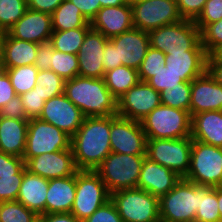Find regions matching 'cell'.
Segmentation results:
<instances>
[{"instance_id": "b9f144b4", "label": "cell", "mask_w": 222, "mask_h": 222, "mask_svg": "<svg viewBox=\"0 0 222 222\" xmlns=\"http://www.w3.org/2000/svg\"><path fill=\"white\" fill-rule=\"evenodd\" d=\"M222 19V0H207L204 9L194 21L200 32L213 22Z\"/></svg>"}, {"instance_id": "ba28073f", "label": "cell", "mask_w": 222, "mask_h": 222, "mask_svg": "<svg viewBox=\"0 0 222 222\" xmlns=\"http://www.w3.org/2000/svg\"><path fill=\"white\" fill-rule=\"evenodd\" d=\"M185 179L197 185H222V147L193 140L190 167Z\"/></svg>"}, {"instance_id": "9f6ffc18", "label": "cell", "mask_w": 222, "mask_h": 222, "mask_svg": "<svg viewBox=\"0 0 222 222\" xmlns=\"http://www.w3.org/2000/svg\"><path fill=\"white\" fill-rule=\"evenodd\" d=\"M207 71L217 83L222 85V62L207 61Z\"/></svg>"}, {"instance_id": "74e56055", "label": "cell", "mask_w": 222, "mask_h": 222, "mask_svg": "<svg viewBox=\"0 0 222 222\" xmlns=\"http://www.w3.org/2000/svg\"><path fill=\"white\" fill-rule=\"evenodd\" d=\"M27 9V0H0V29L8 31Z\"/></svg>"}, {"instance_id": "60d3db41", "label": "cell", "mask_w": 222, "mask_h": 222, "mask_svg": "<svg viewBox=\"0 0 222 222\" xmlns=\"http://www.w3.org/2000/svg\"><path fill=\"white\" fill-rule=\"evenodd\" d=\"M25 170L26 166L18 174L0 176V202L17 200Z\"/></svg>"}, {"instance_id": "5b68a950", "label": "cell", "mask_w": 222, "mask_h": 222, "mask_svg": "<svg viewBox=\"0 0 222 222\" xmlns=\"http://www.w3.org/2000/svg\"><path fill=\"white\" fill-rule=\"evenodd\" d=\"M147 139H180L191 136L188 111L159 105L140 120Z\"/></svg>"}, {"instance_id": "7402d4cb", "label": "cell", "mask_w": 222, "mask_h": 222, "mask_svg": "<svg viewBox=\"0 0 222 222\" xmlns=\"http://www.w3.org/2000/svg\"><path fill=\"white\" fill-rule=\"evenodd\" d=\"M180 179L174 171L145 157L137 188L160 198L172 190Z\"/></svg>"}, {"instance_id": "4dcf8cb0", "label": "cell", "mask_w": 222, "mask_h": 222, "mask_svg": "<svg viewBox=\"0 0 222 222\" xmlns=\"http://www.w3.org/2000/svg\"><path fill=\"white\" fill-rule=\"evenodd\" d=\"M90 28L80 27L65 31L53 30L50 42L56 51L77 55Z\"/></svg>"}, {"instance_id": "44dd1931", "label": "cell", "mask_w": 222, "mask_h": 222, "mask_svg": "<svg viewBox=\"0 0 222 222\" xmlns=\"http://www.w3.org/2000/svg\"><path fill=\"white\" fill-rule=\"evenodd\" d=\"M89 23L92 29L111 39L133 28L132 6L127 3L103 7Z\"/></svg>"}, {"instance_id": "bcb514c9", "label": "cell", "mask_w": 222, "mask_h": 222, "mask_svg": "<svg viewBox=\"0 0 222 222\" xmlns=\"http://www.w3.org/2000/svg\"><path fill=\"white\" fill-rule=\"evenodd\" d=\"M207 0H176L178 11L183 19L195 21L202 13Z\"/></svg>"}, {"instance_id": "91938a15", "label": "cell", "mask_w": 222, "mask_h": 222, "mask_svg": "<svg viewBox=\"0 0 222 222\" xmlns=\"http://www.w3.org/2000/svg\"><path fill=\"white\" fill-rule=\"evenodd\" d=\"M8 32L0 29V66L2 64L3 52Z\"/></svg>"}, {"instance_id": "7a4b0ae2", "label": "cell", "mask_w": 222, "mask_h": 222, "mask_svg": "<svg viewBox=\"0 0 222 222\" xmlns=\"http://www.w3.org/2000/svg\"><path fill=\"white\" fill-rule=\"evenodd\" d=\"M64 94L85 117H110L117 114V99L103 78L76 76L65 82Z\"/></svg>"}, {"instance_id": "f546056e", "label": "cell", "mask_w": 222, "mask_h": 222, "mask_svg": "<svg viewBox=\"0 0 222 222\" xmlns=\"http://www.w3.org/2000/svg\"><path fill=\"white\" fill-rule=\"evenodd\" d=\"M53 30L65 31L90 27L89 21L71 1L64 0L51 14Z\"/></svg>"}, {"instance_id": "d590c367", "label": "cell", "mask_w": 222, "mask_h": 222, "mask_svg": "<svg viewBox=\"0 0 222 222\" xmlns=\"http://www.w3.org/2000/svg\"><path fill=\"white\" fill-rule=\"evenodd\" d=\"M39 215L19 201L0 202V222H38Z\"/></svg>"}, {"instance_id": "4fadbf2b", "label": "cell", "mask_w": 222, "mask_h": 222, "mask_svg": "<svg viewBox=\"0 0 222 222\" xmlns=\"http://www.w3.org/2000/svg\"><path fill=\"white\" fill-rule=\"evenodd\" d=\"M146 134L140 121L110 116L111 152L128 155H146Z\"/></svg>"}, {"instance_id": "e0dca14e", "label": "cell", "mask_w": 222, "mask_h": 222, "mask_svg": "<svg viewBox=\"0 0 222 222\" xmlns=\"http://www.w3.org/2000/svg\"><path fill=\"white\" fill-rule=\"evenodd\" d=\"M116 46L118 66L139 69L150 47L149 33L132 28L109 39Z\"/></svg>"}, {"instance_id": "ee69618b", "label": "cell", "mask_w": 222, "mask_h": 222, "mask_svg": "<svg viewBox=\"0 0 222 222\" xmlns=\"http://www.w3.org/2000/svg\"><path fill=\"white\" fill-rule=\"evenodd\" d=\"M21 102L28 119L39 118L42 113L45 100L36 89H32L20 95Z\"/></svg>"}, {"instance_id": "9c48e42d", "label": "cell", "mask_w": 222, "mask_h": 222, "mask_svg": "<svg viewBox=\"0 0 222 222\" xmlns=\"http://www.w3.org/2000/svg\"><path fill=\"white\" fill-rule=\"evenodd\" d=\"M193 139H147L146 157L184 178L190 167Z\"/></svg>"}, {"instance_id": "cb8c5ba5", "label": "cell", "mask_w": 222, "mask_h": 222, "mask_svg": "<svg viewBox=\"0 0 222 222\" xmlns=\"http://www.w3.org/2000/svg\"><path fill=\"white\" fill-rule=\"evenodd\" d=\"M29 119H12L0 116V151L23 157Z\"/></svg>"}, {"instance_id": "8992f818", "label": "cell", "mask_w": 222, "mask_h": 222, "mask_svg": "<svg viewBox=\"0 0 222 222\" xmlns=\"http://www.w3.org/2000/svg\"><path fill=\"white\" fill-rule=\"evenodd\" d=\"M150 46L165 54L205 51L201 44L200 30L192 20L165 25L149 32Z\"/></svg>"}, {"instance_id": "83f0119b", "label": "cell", "mask_w": 222, "mask_h": 222, "mask_svg": "<svg viewBox=\"0 0 222 222\" xmlns=\"http://www.w3.org/2000/svg\"><path fill=\"white\" fill-rule=\"evenodd\" d=\"M39 44L19 40L7 34L0 68L34 65Z\"/></svg>"}, {"instance_id": "f1b7e54d", "label": "cell", "mask_w": 222, "mask_h": 222, "mask_svg": "<svg viewBox=\"0 0 222 222\" xmlns=\"http://www.w3.org/2000/svg\"><path fill=\"white\" fill-rule=\"evenodd\" d=\"M103 79L107 88L117 100L140 82L138 70L124 65L105 72Z\"/></svg>"}, {"instance_id": "7c38bea8", "label": "cell", "mask_w": 222, "mask_h": 222, "mask_svg": "<svg viewBox=\"0 0 222 222\" xmlns=\"http://www.w3.org/2000/svg\"><path fill=\"white\" fill-rule=\"evenodd\" d=\"M131 6L133 27L148 33L183 19L176 0H141Z\"/></svg>"}, {"instance_id": "c3c4849f", "label": "cell", "mask_w": 222, "mask_h": 222, "mask_svg": "<svg viewBox=\"0 0 222 222\" xmlns=\"http://www.w3.org/2000/svg\"><path fill=\"white\" fill-rule=\"evenodd\" d=\"M0 116L12 119H28L20 95L14 96L0 109Z\"/></svg>"}, {"instance_id": "836d02e7", "label": "cell", "mask_w": 222, "mask_h": 222, "mask_svg": "<svg viewBox=\"0 0 222 222\" xmlns=\"http://www.w3.org/2000/svg\"><path fill=\"white\" fill-rule=\"evenodd\" d=\"M36 89L45 101L64 93L65 80L51 70H39Z\"/></svg>"}, {"instance_id": "f907efd6", "label": "cell", "mask_w": 222, "mask_h": 222, "mask_svg": "<svg viewBox=\"0 0 222 222\" xmlns=\"http://www.w3.org/2000/svg\"><path fill=\"white\" fill-rule=\"evenodd\" d=\"M14 96H16V94L11 84L10 77L5 70L0 69V109Z\"/></svg>"}, {"instance_id": "ac0fdd59", "label": "cell", "mask_w": 222, "mask_h": 222, "mask_svg": "<svg viewBox=\"0 0 222 222\" xmlns=\"http://www.w3.org/2000/svg\"><path fill=\"white\" fill-rule=\"evenodd\" d=\"M108 40L101 32L92 28L87 31L77 54L79 76L104 78L103 54Z\"/></svg>"}, {"instance_id": "ab89813d", "label": "cell", "mask_w": 222, "mask_h": 222, "mask_svg": "<svg viewBox=\"0 0 222 222\" xmlns=\"http://www.w3.org/2000/svg\"><path fill=\"white\" fill-rule=\"evenodd\" d=\"M185 82L181 75L174 73L166 66L161 68L154 76H152L147 83L156 91L161 93L166 89L177 87L178 84Z\"/></svg>"}, {"instance_id": "e575fe53", "label": "cell", "mask_w": 222, "mask_h": 222, "mask_svg": "<svg viewBox=\"0 0 222 222\" xmlns=\"http://www.w3.org/2000/svg\"><path fill=\"white\" fill-rule=\"evenodd\" d=\"M161 104L188 111L190 113L191 82H183L177 87L166 89L160 93Z\"/></svg>"}, {"instance_id": "d6a6232c", "label": "cell", "mask_w": 222, "mask_h": 222, "mask_svg": "<svg viewBox=\"0 0 222 222\" xmlns=\"http://www.w3.org/2000/svg\"><path fill=\"white\" fill-rule=\"evenodd\" d=\"M7 72L16 95H21L34 88L38 68L35 65H24L14 68H0Z\"/></svg>"}, {"instance_id": "ffe728a7", "label": "cell", "mask_w": 222, "mask_h": 222, "mask_svg": "<svg viewBox=\"0 0 222 222\" xmlns=\"http://www.w3.org/2000/svg\"><path fill=\"white\" fill-rule=\"evenodd\" d=\"M205 111H222V85L208 71L191 81L190 116Z\"/></svg>"}, {"instance_id": "5bb4252c", "label": "cell", "mask_w": 222, "mask_h": 222, "mask_svg": "<svg viewBox=\"0 0 222 222\" xmlns=\"http://www.w3.org/2000/svg\"><path fill=\"white\" fill-rule=\"evenodd\" d=\"M161 105L160 93L147 82H139L117 100V115L140 121Z\"/></svg>"}, {"instance_id": "9a60e30c", "label": "cell", "mask_w": 222, "mask_h": 222, "mask_svg": "<svg viewBox=\"0 0 222 222\" xmlns=\"http://www.w3.org/2000/svg\"><path fill=\"white\" fill-rule=\"evenodd\" d=\"M39 119L72 137L84 122L85 116L63 93L45 101Z\"/></svg>"}, {"instance_id": "52a82bcc", "label": "cell", "mask_w": 222, "mask_h": 222, "mask_svg": "<svg viewBox=\"0 0 222 222\" xmlns=\"http://www.w3.org/2000/svg\"><path fill=\"white\" fill-rule=\"evenodd\" d=\"M123 222H160L159 198L139 189H123L111 194Z\"/></svg>"}, {"instance_id": "7dc6e473", "label": "cell", "mask_w": 222, "mask_h": 222, "mask_svg": "<svg viewBox=\"0 0 222 222\" xmlns=\"http://www.w3.org/2000/svg\"><path fill=\"white\" fill-rule=\"evenodd\" d=\"M25 167L22 157L6 154L0 151V176L18 174Z\"/></svg>"}, {"instance_id": "3957f363", "label": "cell", "mask_w": 222, "mask_h": 222, "mask_svg": "<svg viewBox=\"0 0 222 222\" xmlns=\"http://www.w3.org/2000/svg\"><path fill=\"white\" fill-rule=\"evenodd\" d=\"M146 155H128L111 152L95 169L110 194L137 188L140 171Z\"/></svg>"}, {"instance_id": "681fc988", "label": "cell", "mask_w": 222, "mask_h": 222, "mask_svg": "<svg viewBox=\"0 0 222 222\" xmlns=\"http://www.w3.org/2000/svg\"><path fill=\"white\" fill-rule=\"evenodd\" d=\"M54 50L55 49L50 41L39 44L34 63L38 70H50L51 55Z\"/></svg>"}, {"instance_id": "816d5d0a", "label": "cell", "mask_w": 222, "mask_h": 222, "mask_svg": "<svg viewBox=\"0 0 222 222\" xmlns=\"http://www.w3.org/2000/svg\"><path fill=\"white\" fill-rule=\"evenodd\" d=\"M79 8L81 14L90 22L96 13L101 9L98 0H69Z\"/></svg>"}, {"instance_id": "f5cc1de1", "label": "cell", "mask_w": 222, "mask_h": 222, "mask_svg": "<svg viewBox=\"0 0 222 222\" xmlns=\"http://www.w3.org/2000/svg\"><path fill=\"white\" fill-rule=\"evenodd\" d=\"M64 0H27L28 8L34 11L52 14Z\"/></svg>"}, {"instance_id": "8fae6325", "label": "cell", "mask_w": 222, "mask_h": 222, "mask_svg": "<svg viewBox=\"0 0 222 222\" xmlns=\"http://www.w3.org/2000/svg\"><path fill=\"white\" fill-rule=\"evenodd\" d=\"M71 148V137L54 125L39 118L29 119L26 148L23 155L26 163L35 156Z\"/></svg>"}, {"instance_id": "f6af8a7d", "label": "cell", "mask_w": 222, "mask_h": 222, "mask_svg": "<svg viewBox=\"0 0 222 222\" xmlns=\"http://www.w3.org/2000/svg\"><path fill=\"white\" fill-rule=\"evenodd\" d=\"M83 222H123V220L118 214L114 202L110 199Z\"/></svg>"}, {"instance_id": "db71d44e", "label": "cell", "mask_w": 222, "mask_h": 222, "mask_svg": "<svg viewBox=\"0 0 222 222\" xmlns=\"http://www.w3.org/2000/svg\"><path fill=\"white\" fill-rule=\"evenodd\" d=\"M116 67H118L116 46L110 40H108L104 46V54H103L104 72L112 70Z\"/></svg>"}, {"instance_id": "484cf974", "label": "cell", "mask_w": 222, "mask_h": 222, "mask_svg": "<svg viewBox=\"0 0 222 222\" xmlns=\"http://www.w3.org/2000/svg\"><path fill=\"white\" fill-rule=\"evenodd\" d=\"M206 51H186L166 54V67L191 82L207 71Z\"/></svg>"}, {"instance_id": "1f68e13d", "label": "cell", "mask_w": 222, "mask_h": 222, "mask_svg": "<svg viewBox=\"0 0 222 222\" xmlns=\"http://www.w3.org/2000/svg\"><path fill=\"white\" fill-rule=\"evenodd\" d=\"M195 220L222 222L218 209V187L200 185V203L195 214Z\"/></svg>"}, {"instance_id": "11a10c76", "label": "cell", "mask_w": 222, "mask_h": 222, "mask_svg": "<svg viewBox=\"0 0 222 222\" xmlns=\"http://www.w3.org/2000/svg\"><path fill=\"white\" fill-rule=\"evenodd\" d=\"M38 222H80L71 212L39 215Z\"/></svg>"}, {"instance_id": "6da1fadb", "label": "cell", "mask_w": 222, "mask_h": 222, "mask_svg": "<svg viewBox=\"0 0 222 222\" xmlns=\"http://www.w3.org/2000/svg\"><path fill=\"white\" fill-rule=\"evenodd\" d=\"M71 149L78 170H92L111 153L110 117H85L71 137Z\"/></svg>"}, {"instance_id": "d6986e66", "label": "cell", "mask_w": 222, "mask_h": 222, "mask_svg": "<svg viewBox=\"0 0 222 222\" xmlns=\"http://www.w3.org/2000/svg\"><path fill=\"white\" fill-rule=\"evenodd\" d=\"M16 39L37 44L50 41L53 28L52 17L48 13L27 9L25 14L7 31Z\"/></svg>"}, {"instance_id": "30bf717a", "label": "cell", "mask_w": 222, "mask_h": 222, "mask_svg": "<svg viewBox=\"0 0 222 222\" xmlns=\"http://www.w3.org/2000/svg\"><path fill=\"white\" fill-rule=\"evenodd\" d=\"M111 199L106 185L92 170H79L76 173V195L71 213L83 222L98 208Z\"/></svg>"}, {"instance_id": "4316f807", "label": "cell", "mask_w": 222, "mask_h": 222, "mask_svg": "<svg viewBox=\"0 0 222 222\" xmlns=\"http://www.w3.org/2000/svg\"><path fill=\"white\" fill-rule=\"evenodd\" d=\"M191 138L222 147V111H205L192 115Z\"/></svg>"}, {"instance_id": "8d00e7d4", "label": "cell", "mask_w": 222, "mask_h": 222, "mask_svg": "<svg viewBox=\"0 0 222 222\" xmlns=\"http://www.w3.org/2000/svg\"><path fill=\"white\" fill-rule=\"evenodd\" d=\"M78 69L79 64L77 55L54 50L51 55V71H54L57 75L67 81L79 76Z\"/></svg>"}, {"instance_id": "680465c9", "label": "cell", "mask_w": 222, "mask_h": 222, "mask_svg": "<svg viewBox=\"0 0 222 222\" xmlns=\"http://www.w3.org/2000/svg\"><path fill=\"white\" fill-rule=\"evenodd\" d=\"M100 1L101 8L108 6H121L127 4L128 0H98Z\"/></svg>"}, {"instance_id": "277c9868", "label": "cell", "mask_w": 222, "mask_h": 222, "mask_svg": "<svg viewBox=\"0 0 222 222\" xmlns=\"http://www.w3.org/2000/svg\"><path fill=\"white\" fill-rule=\"evenodd\" d=\"M200 203V185L181 178L159 198L160 222H193Z\"/></svg>"}, {"instance_id": "7bdbcfd3", "label": "cell", "mask_w": 222, "mask_h": 222, "mask_svg": "<svg viewBox=\"0 0 222 222\" xmlns=\"http://www.w3.org/2000/svg\"><path fill=\"white\" fill-rule=\"evenodd\" d=\"M201 44L207 54L222 43V19L208 24L201 32Z\"/></svg>"}, {"instance_id": "f35d334b", "label": "cell", "mask_w": 222, "mask_h": 222, "mask_svg": "<svg viewBox=\"0 0 222 222\" xmlns=\"http://www.w3.org/2000/svg\"><path fill=\"white\" fill-rule=\"evenodd\" d=\"M166 54L160 50L154 49L151 46L148 48L138 74L141 82H147L161 68L166 66Z\"/></svg>"}, {"instance_id": "6125c7cd", "label": "cell", "mask_w": 222, "mask_h": 222, "mask_svg": "<svg viewBox=\"0 0 222 222\" xmlns=\"http://www.w3.org/2000/svg\"><path fill=\"white\" fill-rule=\"evenodd\" d=\"M138 1H141V0H128V3H129L130 5H132V4H134L135 2H138Z\"/></svg>"}, {"instance_id": "6f0895ef", "label": "cell", "mask_w": 222, "mask_h": 222, "mask_svg": "<svg viewBox=\"0 0 222 222\" xmlns=\"http://www.w3.org/2000/svg\"><path fill=\"white\" fill-rule=\"evenodd\" d=\"M207 61L222 62V43L208 54Z\"/></svg>"}, {"instance_id": "94428289", "label": "cell", "mask_w": 222, "mask_h": 222, "mask_svg": "<svg viewBox=\"0 0 222 222\" xmlns=\"http://www.w3.org/2000/svg\"><path fill=\"white\" fill-rule=\"evenodd\" d=\"M218 209L222 219V185L218 187Z\"/></svg>"}, {"instance_id": "603a6c76", "label": "cell", "mask_w": 222, "mask_h": 222, "mask_svg": "<svg viewBox=\"0 0 222 222\" xmlns=\"http://www.w3.org/2000/svg\"><path fill=\"white\" fill-rule=\"evenodd\" d=\"M76 195V174L49 179L46 214L71 212Z\"/></svg>"}, {"instance_id": "d4e9b609", "label": "cell", "mask_w": 222, "mask_h": 222, "mask_svg": "<svg viewBox=\"0 0 222 222\" xmlns=\"http://www.w3.org/2000/svg\"><path fill=\"white\" fill-rule=\"evenodd\" d=\"M49 179L24 171L17 201L38 215H46V195Z\"/></svg>"}, {"instance_id": "2e32d148", "label": "cell", "mask_w": 222, "mask_h": 222, "mask_svg": "<svg viewBox=\"0 0 222 222\" xmlns=\"http://www.w3.org/2000/svg\"><path fill=\"white\" fill-rule=\"evenodd\" d=\"M25 166L30 173L46 179L68 177L79 171L71 148L35 156Z\"/></svg>"}]
</instances>
